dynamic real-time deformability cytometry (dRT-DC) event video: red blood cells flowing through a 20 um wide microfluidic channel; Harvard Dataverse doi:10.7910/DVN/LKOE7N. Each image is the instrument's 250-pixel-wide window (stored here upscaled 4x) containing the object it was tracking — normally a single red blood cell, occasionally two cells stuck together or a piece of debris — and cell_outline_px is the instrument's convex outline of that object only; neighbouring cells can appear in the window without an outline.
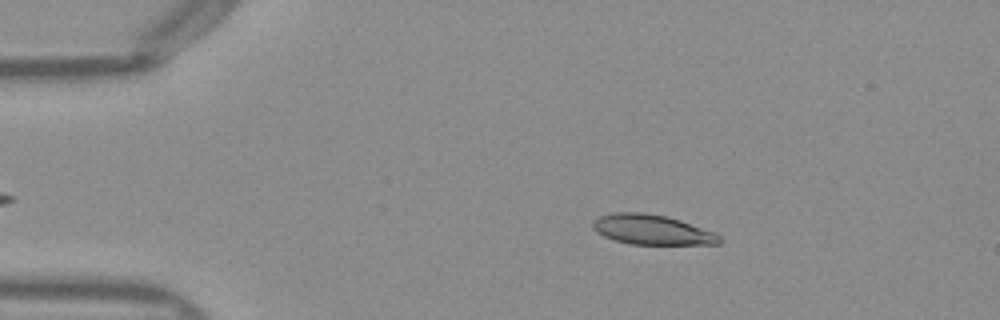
{"species": "Egyptian fruit bat (a non-hibernating species)", "species_latin": "Rousettus aegyptiacus", "temperature_condition": "warm", "stored_images_in_passage": 50, "camera_frame_rate_fps": 3000, "um_per_image_px": 0.085, "frame": {"image": 1, "passage_image": 9, "time_ms": 2.667, "image_size_px": [1000, 320], "cell_outline_px": [[724, 240], [720, 244], [632, 244], [616, 240], [604, 236], [596, 232], [592, 228], [592, 220], [600, 216], [612, 212], [644, 212], [668, 216], [716, 232]], "centroid_in_image_um": [55.43, 19.51], "position_along_channel_um": 29.6, "area_um2": 22.31}}
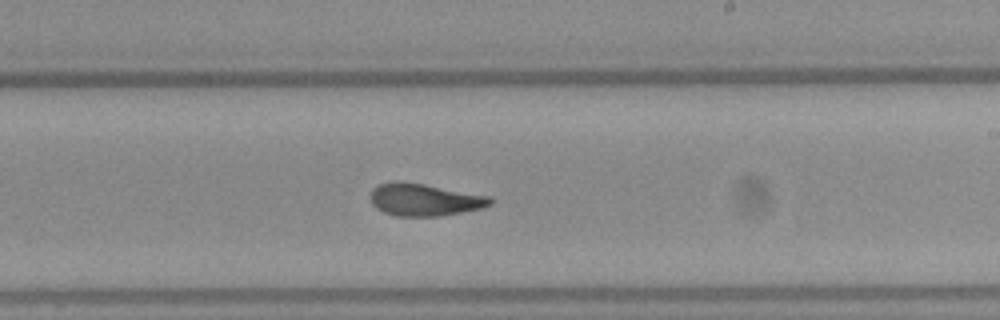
{"frame": {"image": 2, "passage_image": 30, "time_ms": 9.667, "image_size_px": [1000, 320], "cell_outline_px": [[496, 200], [492, 204], [484, 208], [440, 216], [396, 216], [384, 212], [376, 208], [372, 204], [368, 196], [372, 188], [380, 184], [396, 180], [424, 184], [492, 196]], "centroid_in_image_um": [36.1, 16.97], "position_along_channel_um": 252.9, "area_um2": 23.0}}
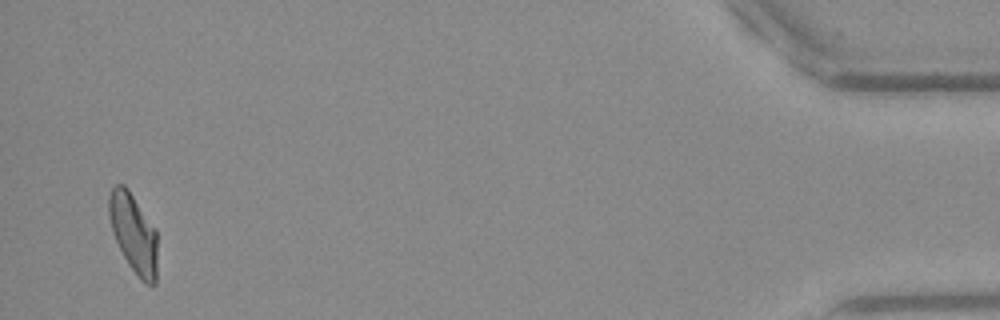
{"frame": {"image": 3, "passage_image": 49, "time_ms": 16.0, "image_size_px": [1000, 320], "cell_outline_px": [[156, 284], [144, 284], [140, 280], [128, 264], [112, 232], [108, 216], [108, 196], [112, 188], [116, 184], [124, 184], [128, 188], [156, 228]], "centroid_in_image_um": [11.34, 19.8], "position_along_channel_um": 423.9, "area_um2": 22.48}, "authors_computed_cell_mechanics": {"area_um2": 22.5131, "velocity_mm_per_s": 4.0121, "shape_relaxation_time_tau1_ms": 4.2274, "shape_relaxation_time_tau2_ms": 1.3981, "deformation_change_tau1": 0.1935, "deformation_change_tau2": 0.0978}}